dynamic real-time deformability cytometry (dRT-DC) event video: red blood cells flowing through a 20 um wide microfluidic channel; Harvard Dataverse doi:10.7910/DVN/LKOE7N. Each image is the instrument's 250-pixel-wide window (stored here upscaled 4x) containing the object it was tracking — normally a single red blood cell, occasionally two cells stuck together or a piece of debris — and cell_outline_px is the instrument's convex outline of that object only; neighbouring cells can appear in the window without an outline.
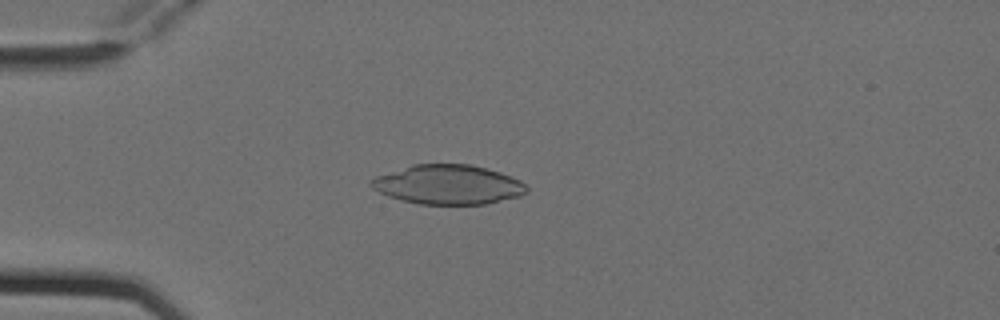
{"species": "Egyptian fruit bat (a non-hibernating species)", "species_latin": "Rousettus aegyptiacus", "temperature_condition": "cold", "stored_images_in_passage": 3, "camera_frame_rate_fps": 3000, "um_per_image_px": 0.085, "animal": {"sex": "female"}, "frame": {"image": 1, "passage_image": 3, "time_ms": 0.667, "image_size_px": [1000, 320], "cell_outline_px": [[528, 192], [520, 196], [484, 204], [416, 204], [388, 196], [372, 188], [368, 184], [368, 180], [376, 176], [412, 164], [472, 164], [500, 172], [520, 180], [528, 188]], "centroid_in_image_um": [38.07, 15.69], "position_along_channel_um": 46.9, "area_um2": 35.84}}